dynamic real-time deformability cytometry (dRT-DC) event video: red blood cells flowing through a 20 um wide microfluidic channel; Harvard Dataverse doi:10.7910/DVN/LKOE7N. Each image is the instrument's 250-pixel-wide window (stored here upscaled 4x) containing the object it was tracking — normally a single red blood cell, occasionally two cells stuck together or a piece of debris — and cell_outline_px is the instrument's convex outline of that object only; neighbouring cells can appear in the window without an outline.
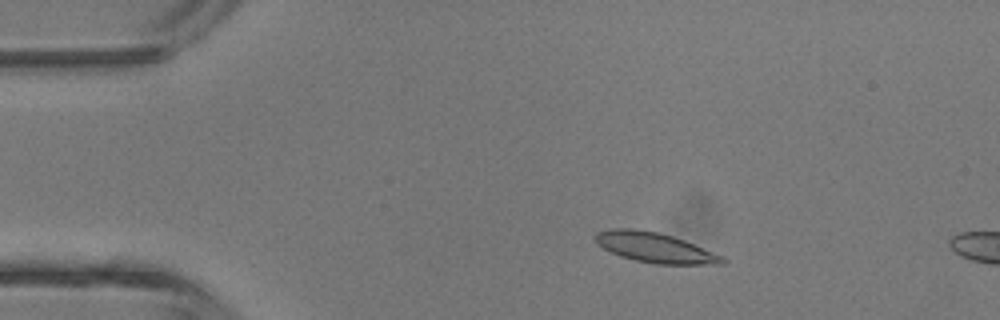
{"species": "common noctule bat (a hibernating species)", "species_latin": "Nyctalus noctula", "temperature_condition": "room temperature", "stored_images_in_passage": 3, "camera_frame_rate_fps": 3000, "um_per_image_px": 0.085, "animal": {"sex": "male", "body_mass_g": 13.3}, "frame": {"image": 1, "passage_image": 2, "time_ms": 1.0, "image_size_px": [1000, 320], "cell_outline_px": [[728, 260], [724, 264], [656, 264], [636, 260], [620, 256], [596, 244], [596, 232], [616, 228], [632, 228], [656, 232], [672, 236], [684, 240], [724, 256]], "centroid_in_image_um": [55.7, 21.05], "position_along_channel_um": 29.3, "area_um2": 22.02}}